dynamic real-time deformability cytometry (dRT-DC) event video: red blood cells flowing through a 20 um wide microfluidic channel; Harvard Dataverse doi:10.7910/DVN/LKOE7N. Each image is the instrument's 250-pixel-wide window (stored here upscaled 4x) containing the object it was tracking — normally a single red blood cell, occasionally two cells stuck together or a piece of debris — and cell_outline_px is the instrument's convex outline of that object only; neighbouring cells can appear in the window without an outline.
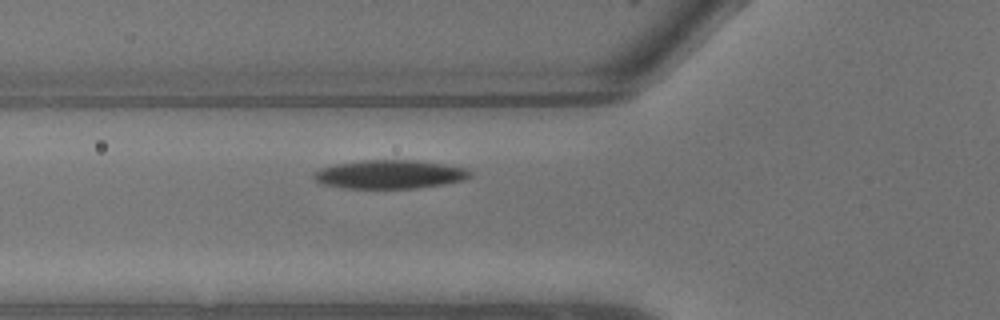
{"species": "common noctule bat (a hibernating species)", "species_latin": "Nyctalus noctula", "temperature_condition": "warm", "stored_images_in_passage": 2, "camera_frame_rate_fps": 3000, "um_per_image_px": 0.085, "animal": {"sex": "male", "body_mass_g": 13.3}, "frame": {"image": 1, "passage_image": 2, "time_ms": 0.333, "image_size_px": [1000, 320], "cell_outline_px": [[472, 176], [464, 180], [444, 184], [416, 188], [344, 188], [320, 184], [312, 176], [312, 172], [320, 168], [336, 164], [360, 160], [416, 160], [444, 164], [468, 168], [472, 172]], "centroid_in_image_um": [33.12, 14.81], "position_along_channel_um": 92.7, "area_um2": 26.36}}